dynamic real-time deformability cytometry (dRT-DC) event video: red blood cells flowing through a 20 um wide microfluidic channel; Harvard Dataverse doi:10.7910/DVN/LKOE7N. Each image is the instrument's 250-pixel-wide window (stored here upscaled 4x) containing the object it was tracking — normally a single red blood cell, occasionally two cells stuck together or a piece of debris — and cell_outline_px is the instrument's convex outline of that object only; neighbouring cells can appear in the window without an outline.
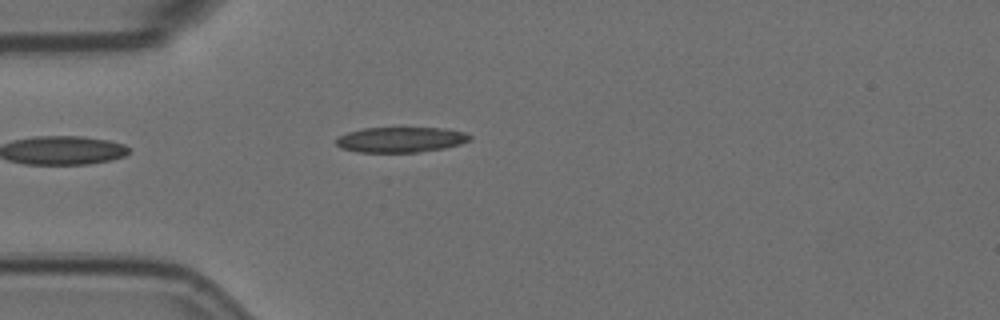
{"species": "Egyptian fruit bat (a non-hibernating species)", "species_latin": "Rousettus aegyptiacus", "temperature_condition": "room temperature", "stored_images_in_passage": 2, "camera_frame_rate_fps": 3000, "um_per_image_px": 0.085, "animal": {"sex": "female"}, "frame": {"image": 1, "passage_image": 1, "time_ms": 0.0, "image_size_px": [1000, 320], "cell_outline_px": [[472, 140], [460, 144], [444, 148], [420, 152], [356, 152], [340, 148], [336, 144], [336, 140], [340, 136], [348, 132], [364, 128], [444, 128], [464, 132], [472, 136]], "centroid_in_image_um": [34.08, 11.87], "position_along_channel_um": 50.9, "area_um2": 19.77}}